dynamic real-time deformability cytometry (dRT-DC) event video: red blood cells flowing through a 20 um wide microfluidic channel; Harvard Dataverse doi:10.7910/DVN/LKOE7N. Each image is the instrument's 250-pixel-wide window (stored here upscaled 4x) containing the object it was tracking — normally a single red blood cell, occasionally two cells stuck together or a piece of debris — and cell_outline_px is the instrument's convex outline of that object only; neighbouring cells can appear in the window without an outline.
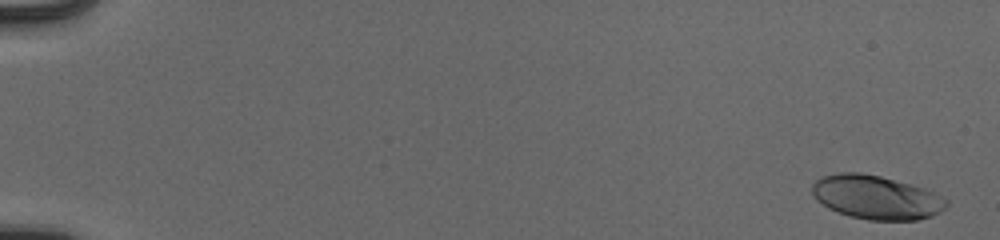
{"species": "human", "species_latin": "Homo sapiens", "temperature_condition": "cold", "stored_images_in_passage": 55, "camera_frame_rate_fps": 3000, "um_per_image_px": 0.085, "donor": {"sex": "male"}, "frame": {"image": 1, "passage_image": 2, "time_ms": 0.333, "image_size_px": [1000, 240], "cell_outline_px": [[948, 204], [940, 212], [932, 216], [916, 220], [868, 220], [852, 216], [828, 208], [816, 200], [812, 192], [812, 184], [816, 180], [824, 176], [840, 172], [860, 172], [880, 176], [924, 188], [948, 200]], "centroid_in_image_um": [74.47, 16.77], "position_along_channel_um": 10.5, "area_um2": 34.04}}
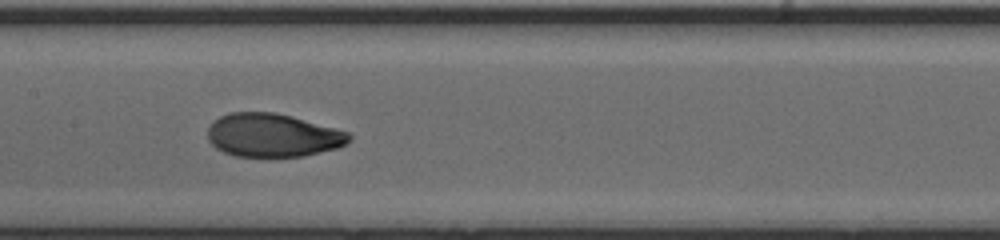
{"frame": {"image": 2, "passage_image": 30, "time_ms": 9.667, "image_size_px": [1000, 240], "cell_outline_px": [[352, 140], [336, 148], [304, 156], [236, 156], [224, 152], [216, 148], [208, 140], [208, 128], [220, 116], [228, 112], [276, 112], [292, 116], [348, 132], [352, 136]], "centroid_in_image_um": [23.18, 11.49], "position_along_channel_um": 184.2, "area_um2": 35.55}}
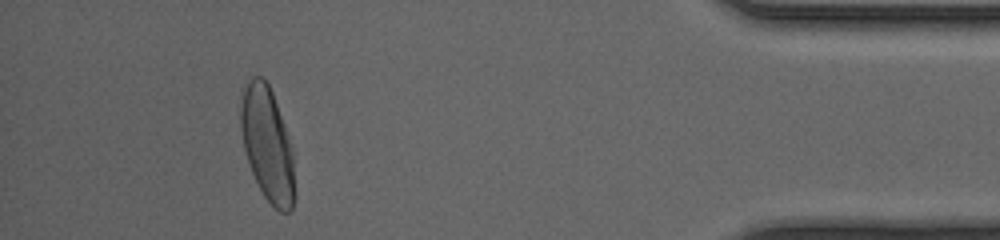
{"frame": {"image": 3, "passage_image": 51, "time_ms": 16.667, "image_size_px": [1000, 240], "cell_outline_px": [[292, 208], [288, 212], [280, 212], [264, 196], [252, 172], [244, 148], [240, 128], [240, 104], [244, 88], [248, 80], [252, 76], [260, 76], [268, 84], [272, 92], [284, 124], [292, 152]], "centroid_in_image_um": [22.67, 12.19], "position_along_channel_um": 412.5, "area_um2": 34.74}, "authors_computed_cell_mechanics": {"area_um2": 35.2002, "velocity_mm_per_s": 3.9349, "shape_relaxation_time_tau1_ms": 3.7045, "shape_relaxation_time_tau2_ms": null, "deformation_change_tau1": 0.1784, "deformation_change_tau2": null}}